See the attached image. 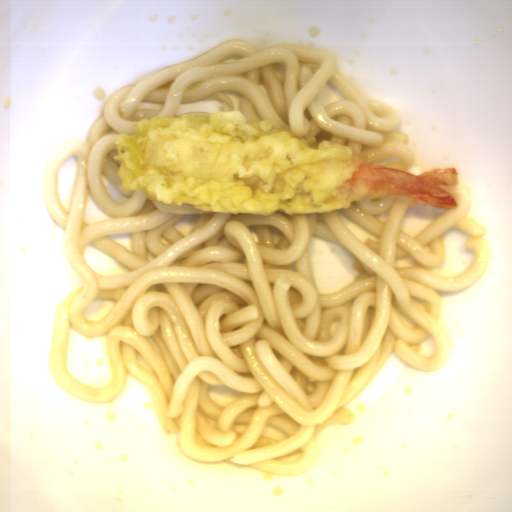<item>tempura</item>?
Wrapping results in <instances>:
<instances>
[{
  "label": "tempura",
  "mask_w": 512,
  "mask_h": 512,
  "mask_svg": "<svg viewBox=\"0 0 512 512\" xmlns=\"http://www.w3.org/2000/svg\"><path fill=\"white\" fill-rule=\"evenodd\" d=\"M136 134L116 137L122 191L230 214L336 213L366 198L408 195L414 203L457 210L441 186H458L456 167L418 175L356 162L350 146L272 129L236 110L141 118Z\"/></svg>",
  "instance_id": "tempura-1"
}]
</instances>
